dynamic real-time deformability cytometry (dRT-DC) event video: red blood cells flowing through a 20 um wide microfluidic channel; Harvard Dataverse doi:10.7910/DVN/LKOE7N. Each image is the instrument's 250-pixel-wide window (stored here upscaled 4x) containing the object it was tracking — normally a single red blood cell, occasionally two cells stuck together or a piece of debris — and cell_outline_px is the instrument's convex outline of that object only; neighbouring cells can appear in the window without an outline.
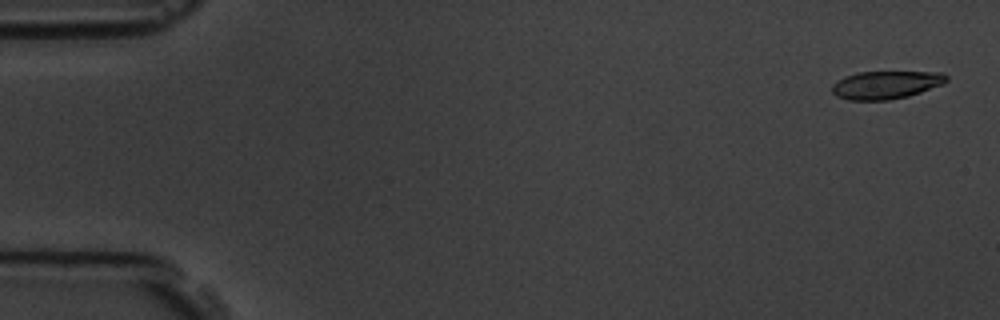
{"species": "common noctule bat (a hibernating species)", "species_latin": "Nyctalus noctula", "temperature_condition": "room temperature", "stored_images_in_passage": 5, "camera_frame_rate_fps": 3000, "um_per_image_px": 0.085, "animal": {"sex": "male", "body_mass_g": 19.5, "forearm_length_mm": 54.6}, "frame": {"image": 1, "passage_image": 1, "time_ms": 0.0, "image_size_px": [1000, 320], "cell_outline_px": [[948, 80], [944, 84], [908, 96], [888, 100], [848, 100], [836, 96], [832, 92], [832, 84], [836, 80], [844, 76], [856, 72], [940, 72], [948, 76]], "centroid_in_image_um": [75.28, 7.21], "position_along_channel_um": 9.7, "area_um2": 18.79}}
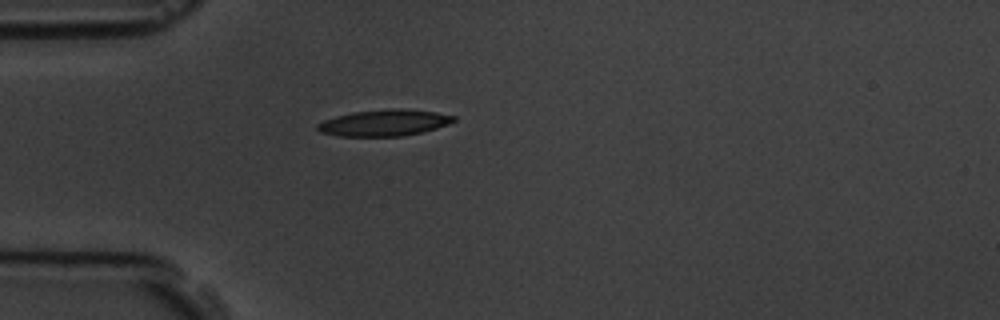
{"frame": {"image": 2, "passage_image": 5, "time_ms": 4.667, "image_size_px": [1000, 320], "cell_outline_px": [[456, 120], [448, 124], [424, 132], [404, 136], [340, 136], [320, 132], [316, 128], [316, 124], [324, 120], [336, 116], [352, 112], [392, 108], [400, 108], [436, 112], [456, 116]], "centroid_in_image_um": [32.67, 10.43], "position_along_channel_um": 52.3, "area_um2": 21.04}}